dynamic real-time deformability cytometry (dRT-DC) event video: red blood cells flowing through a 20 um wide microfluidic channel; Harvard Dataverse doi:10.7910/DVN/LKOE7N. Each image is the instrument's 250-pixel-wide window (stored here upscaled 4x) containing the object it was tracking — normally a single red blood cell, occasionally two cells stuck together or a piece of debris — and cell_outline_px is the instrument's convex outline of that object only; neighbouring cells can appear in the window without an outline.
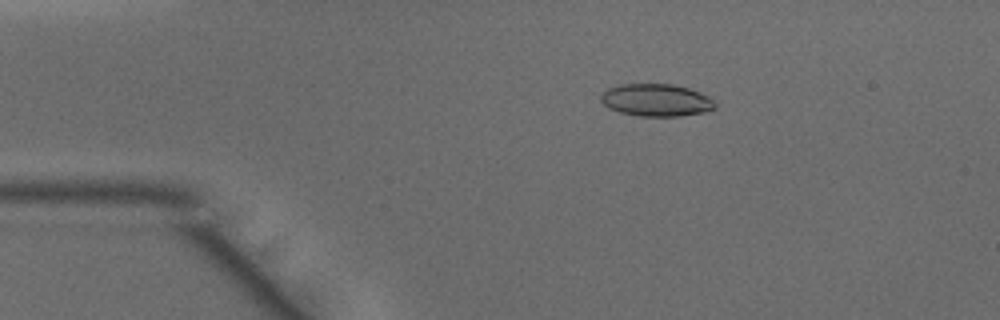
{"species": "common noctule bat (a hibernating species)", "species_latin": "Nyctalus noctula", "temperature_condition": "warm", "stored_images_in_passage": 48, "camera_frame_rate_fps": 3000, "um_per_image_px": 0.085, "animal": {"sex": "male", "body_mass_g": 15.6}, "frame": {"image": 1, "passage_image": 9, "time_ms": 2.667, "image_size_px": [1000, 320], "cell_outline_px": [[716, 108], [704, 112], [680, 116], [640, 116], [620, 112], [608, 108], [600, 100], [600, 96], [608, 88], [620, 84], [672, 84], [688, 88], [700, 92], [708, 96], [716, 104]], "centroid_in_image_um": [55.78, 8.51], "position_along_channel_um": 29.2, "area_um2": 21.56}}
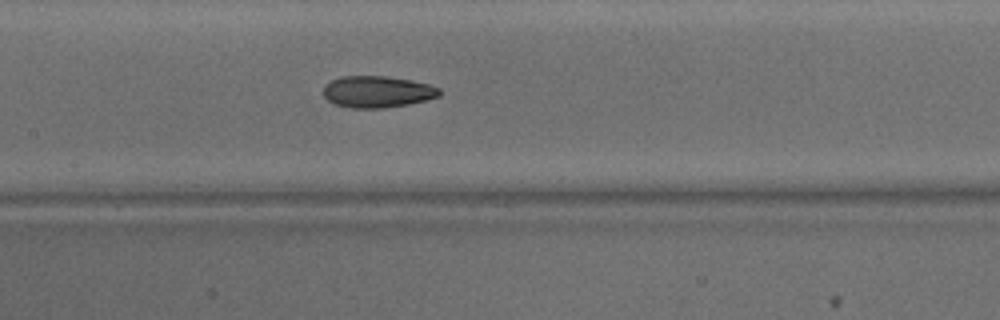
{"frame": {"image": 2, "passage_image": 23, "time_ms": 7.333, "image_size_px": [1000, 320], "cell_outline_px": [[440, 96], [408, 104], [384, 108], [348, 108], [332, 104], [324, 96], [324, 88], [332, 80], [344, 76], [388, 76], [412, 80], [428, 84], [440, 88]], "centroid_in_image_um": [32.07, 7.8], "position_along_channel_um": 175.3, "area_um2": 21.39}}
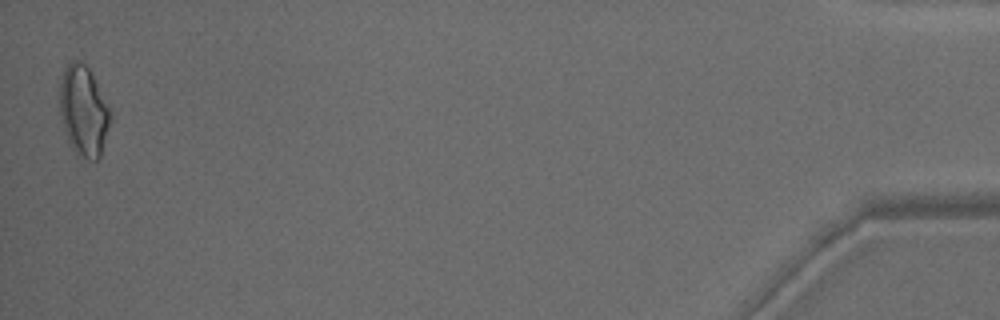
{"frame": {"image": 3, "passage_image": 48, "time_ms": 15.667, "image_size_px": [1000, 320], "cell_outline_px": [[112, 116], [100, 156], [96, 160], [88, 160], [76, 152], [68, 140], [60, 116], [60, 80], [64, 68], [72, 60], [80, 60], [88, 68], [112, 112]], "centroid_in_image_um": [7.1, 9.41], "position_along_channel_um": 428.1, "area_um2": 26.36}, "authors_computed_cell_mechanics": {"area_um2": 21.8773, "velocity_mm_per_s": 4.1666, "shape_relaxation_time_tau1_ms": 11.2369, "shape_relaxation_time_tau2_ms": 2.5776, "deformation_change_tau1": 0.2532, "deformation_change_tau2": 0.0942}}